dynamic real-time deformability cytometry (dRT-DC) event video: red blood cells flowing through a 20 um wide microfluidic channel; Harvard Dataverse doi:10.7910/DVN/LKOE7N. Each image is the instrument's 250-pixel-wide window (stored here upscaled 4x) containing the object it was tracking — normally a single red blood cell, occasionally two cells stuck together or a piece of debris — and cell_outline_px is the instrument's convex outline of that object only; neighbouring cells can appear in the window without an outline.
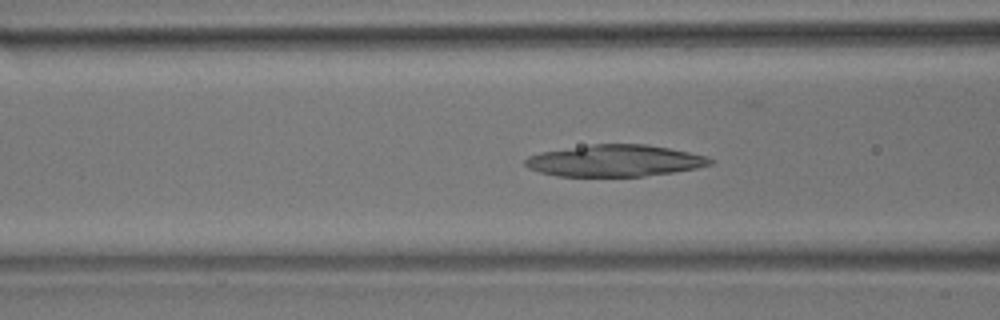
{"species": "common noctule bat (a hibernating species)", "species_latin": "Nyctalus noctula", "temperature_condition": "room temperature", "stored_images_in_passage": 46, "camera_frame_rate_fps": 3000, "um_per_image_px": 0.085, "animal": {"sex": "male", "body_mass_g": 17.9}, "frame": {"image": 1, "passage_image": 13, "time_ms": 4.0, "image_size_px": [1000, 320], "cell_outline_px": [[716, 160], [712, 164], [696, 168], [672, 172], [644, 176], [556, 176], [540, 172], [528, 168], [524, 164], [524, 160], [528, 156], [540, 152], [592, 144], [648, 144], [708, 156]], "centroid_in_image_um": [52.26, 13.66], "position_along_channel_um": 114.3, "area_um2": 34.16}}
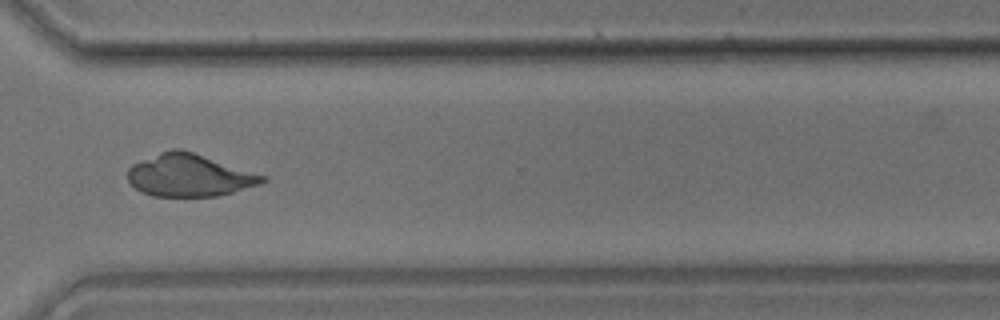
{"frame": {"image": 2, "passage_image": 32, "time_ms": 10.333, "image_size_px": [1000, 320], "cell_outline_px": [[268, 180], [260, 184], [220, 196], [152, 196], [140, 192], [128, 180], [128, 168], [132, 164], [172, 148], [180, 148], [268, 176]], "centroid_in_image_um": [16.12, 14.91], "position_along_channel_um": 354.5, "area_um2": 33.23}}
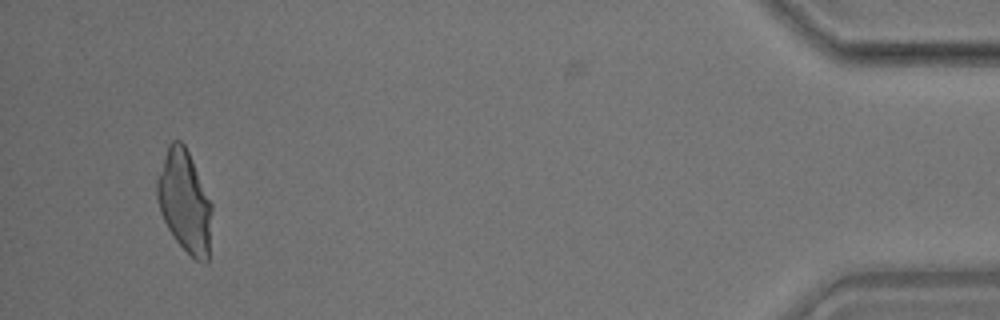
{"frame": {"image": 3, "passage_image": 43, "time_ms": 14.0, "image_size_px": [1000, 320], "cell_outline_px": [[212, 208], [208, 264], [204, 264], [196, 260], [176, 240], [168, 228], [160, 212], [156, 196], [156, 180], [168, 144], [172, 140], [180, 140], [184, 144], [192, 160], [212, 204]], "centroid_in_image_um": [15.69, 17.13], "position_along_channel_um": 419.5, "area_um2": 32.43}}